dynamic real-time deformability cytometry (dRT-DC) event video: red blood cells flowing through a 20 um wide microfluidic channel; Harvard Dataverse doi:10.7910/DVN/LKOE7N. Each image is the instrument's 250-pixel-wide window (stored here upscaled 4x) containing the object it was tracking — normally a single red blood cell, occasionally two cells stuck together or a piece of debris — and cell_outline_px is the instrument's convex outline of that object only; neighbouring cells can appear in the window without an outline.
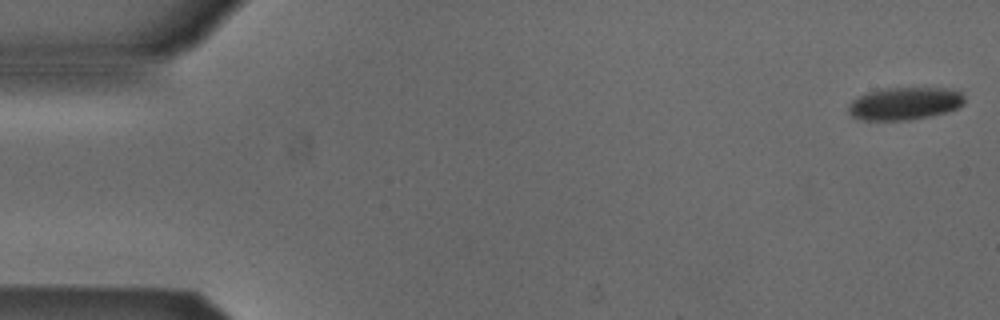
{"species": "Egyptian fruit bat (a non-hibernating species)", "species_latin": "Rousettus aegyptiacus", "temperature_condition": "cold", "stored_images_in_passage": 50, "camera_frame_rate_fps": 3000, "um_per_image_px": 0.085, "animal": {"sex": "male"}, "frame": {"image": 1, "passage_image": 1, "time_ms": 0.0, "image_size_px": [1000, 320], "cell_outline_px": [[964, 104], [948, 112], [912, 120], [860, 120], [852, 116], [848, 112], [848, 104], [852, 100], [868, 92], [884, 88], [944, 88], [960, 92], [964, 96]], "centroid_in_image_um": [76.88, 8.81], "position_along_channel_um": 8.1, "area_um2": 22.14}}
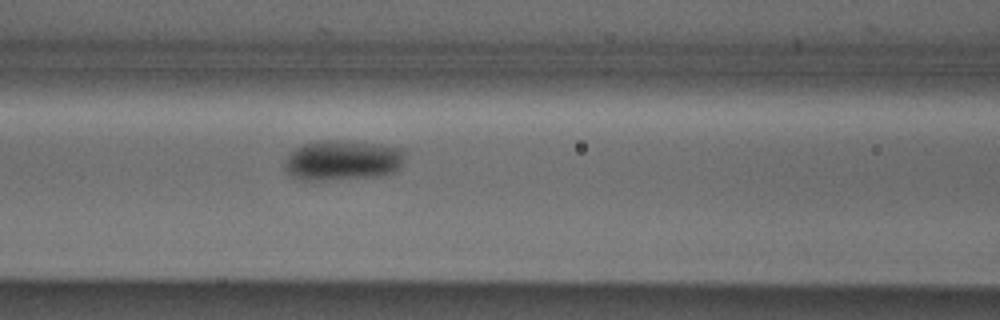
{"frame": {"image": 2, "passage_image": 22, "time_ms": 7.0, "image_size_px": [1000, 320], "cell_outline_px": [[404, 160], [400, 168], [396, 172], [384, 176], [328, 180], [296, 180], [284, 168], [284, 160], [296, 148], [304, 144], [316, 140], [336, 140], [376, 144], [400, 148], [404, 152]], "centroid_in_image_um": [29.12, 13.64], "position_along_channel_um": 137.5, "area_um2": 28.44}}
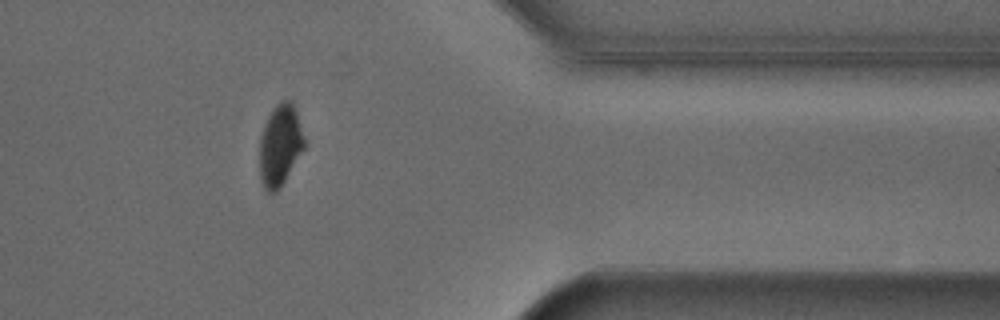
{"frame": {"image": 3, "passage_image": 43, "time_ms": 14.0, "image_size_px": [1000, 320], "cell_outline_px": [[304, 148], [280, 188], [276, 192], [268, 192], [264, 188], [260, 180], [260, 136], [264, 124], [272, 108], [280, 100], [292, 100], [304, 136]], "centroid_in_image_um": [23.79, 12.33], "position_along_channel_um": 387.6, "area_um2": 21.15}}